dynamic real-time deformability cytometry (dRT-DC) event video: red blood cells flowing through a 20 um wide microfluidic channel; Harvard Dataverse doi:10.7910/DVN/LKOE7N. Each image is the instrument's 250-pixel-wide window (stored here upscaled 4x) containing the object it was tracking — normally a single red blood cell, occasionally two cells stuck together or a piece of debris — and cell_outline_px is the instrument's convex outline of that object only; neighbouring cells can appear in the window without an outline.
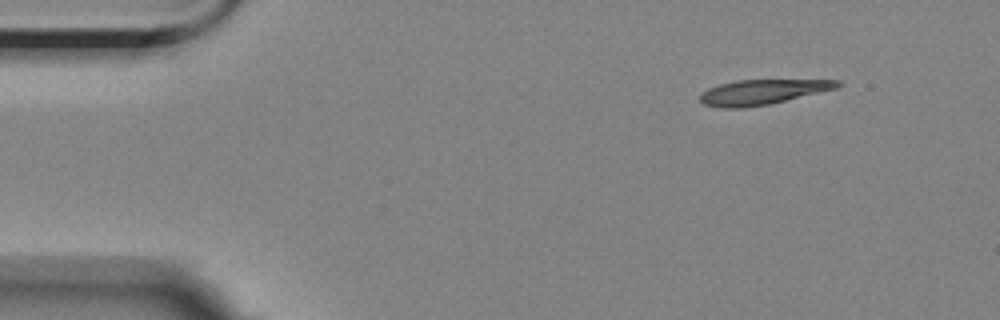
{"species": "Egyptian fruit bat (a non-hibernating species)", "species_latin": "Rousettus aegyptiacus", "temperature_condition": "room temperature", "stored_images_in_passage": 5, "camera_frame_rate_fps": 3000, "um_per_image_px": 0.085, "animal": {"sex": "female"}, "frame": {"image": 1, "passage_image": 1, "time_ms": 0.0, "image_size_px": [1000, 320], "cell_outline_px": [[844, 84], [836, 88], [768, 104], [744, 108], [720, 108], [704, 104], [700, 100], [700, 92], [708, 88], [720, 84], [736, 80], [840, 80]], "centroid_in_image_um": [64.76, 7.82], "position_along_channel_um": 20.2, "area_um2": 19.83}}
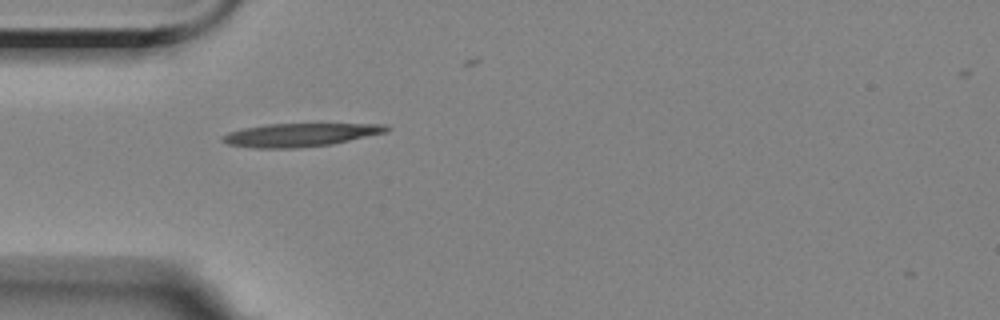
{"frame": {"image": 2, "passage_image": 4, "time_ms": 3.333, "image_size_px": [1000, 320], "cell_outline_px": [[392, 128], [384, 132], [332, 144], [296, 148], [256, 148], [228, 144], [220, 140], [220, 136], [228, 132], [244, 128], [264, 124], [388, 124]], "centroid_in_image_um": [25.46, 11.46], "position_along_channel_um": 59.5, "area_um2": 22.14}}
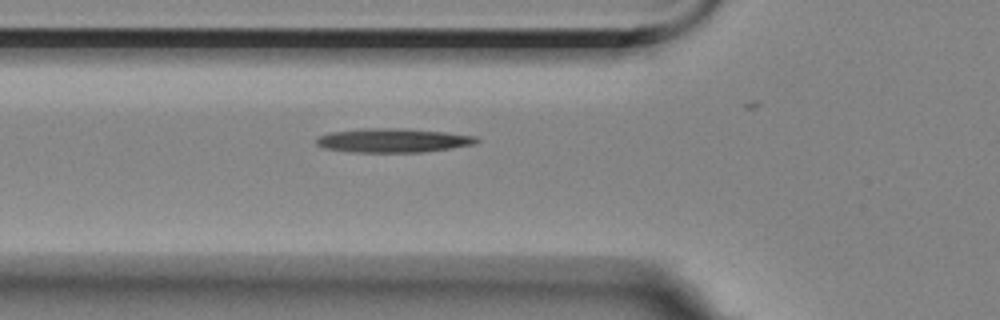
{"frame": {"image": 3, "passage_image": 5, "time_ms": 4.333, "image_size_px": [1000, 320], "cell_outline_px": [[480, 140], [472, 144], [452, 148], [420, 152], [356, 152], [324, 148], [316, 144], [316, 136], [328, 132], [360, 128], [404, 128], [444, 132], [476, 136]], "centroid_in_image_um": [33.34, 11.92], "position_along_channel_um": 92.5, "area_um2": 22.48}}